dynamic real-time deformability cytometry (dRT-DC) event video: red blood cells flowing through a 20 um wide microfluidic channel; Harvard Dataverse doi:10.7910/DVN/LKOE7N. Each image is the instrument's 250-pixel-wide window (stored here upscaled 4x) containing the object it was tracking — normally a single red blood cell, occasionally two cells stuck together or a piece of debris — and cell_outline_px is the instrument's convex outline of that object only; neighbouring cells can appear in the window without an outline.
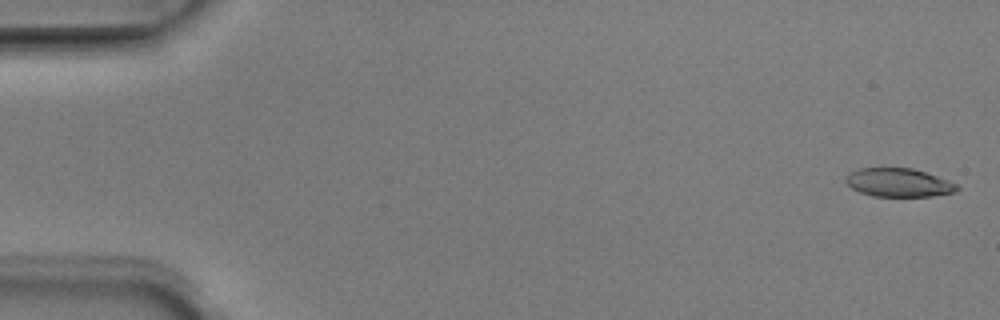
{"species": "Egyptian fruit bat (a non-hibernating species)", "species_latin": "Rousettus aegyptiacus", "temperature_condition": "room temperature", "stored_images_in_passage": 51, "camera_frame_rate_fps": 3000, "um_per_image_px": 0.085, "animal": {"sex": "male"}, "frame": {"image": 1, "passage_image": 2, "time_ms": 0.333, "image_size_px": [1000, 320], "cell_outline_px": [[960, 188], [956, 192], [932, 196], [872, 196], [860, 192], [852, 188], [844, 180], [844, 176], [848, 172], [860, 168], [912, 168], [948, 180], [956, 184]], "centroid_in_image_um": [76.35, 15.52], "position_along_channel_um": 8.7, "area_um2": 18.5}}
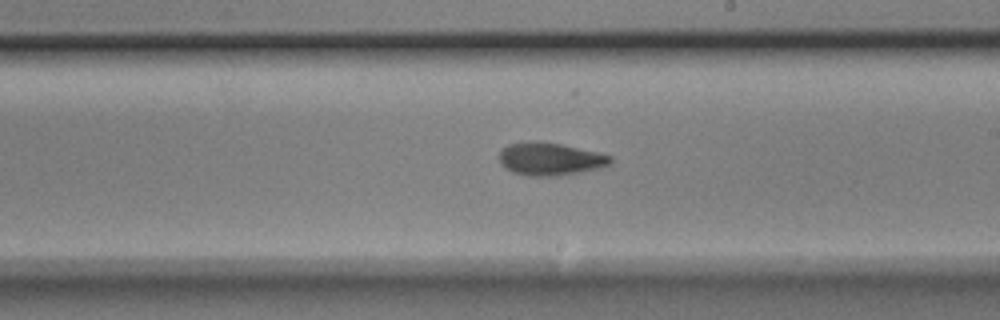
{"frame": {"image": 2, "passage_image": 30, "time_ms": 9.667, "image_size_px": [1000, 320], "cell_outline_px": [[612, 164], [600, 168], [560, 176], [528, 176], [512, 172], [500, 164], [500, 152], [508, 144], [536, 140], [560, 144], [596, 152], [612, 156]], "centroid_in_image_um": [46.77, 13.52], "position_along_channel_um": 242.2, "area_um2": 21.27}}
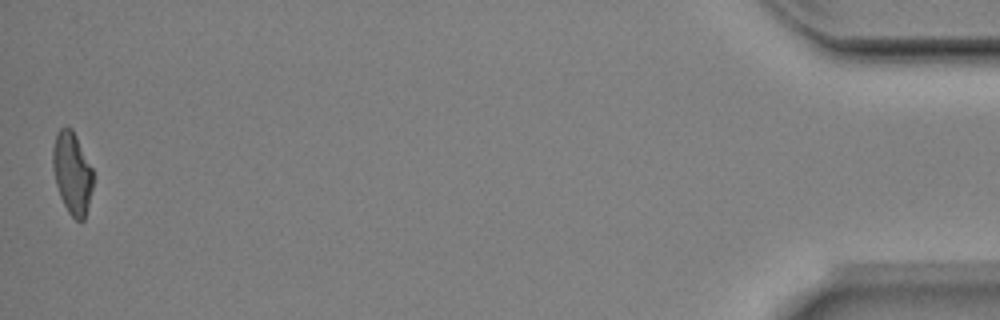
{"frame": {"image": 3, "passage_image": 51, "time_ms": 16.667, "image_size_px": [1000, 320], "cell_outline_px": [[92, 188], [84, 220], [76, 220], [68, 212], [60, 196], [56, 184], [52, 164], [52, 148], [56, 132], [60, 128], [72, 128], [92, 168]], "centroid_in_image_um": [6.11, 14.69], "position_along_channel_um": 429.1, "area_um2": 19.02}, "authors_computed_cell_mechanics": {"area_um2": 19.9988, "velocity_mm_per_s": 3.9999, "shape_relaxation_time_tau1_ms": 2.8242, "shape_relaxation_time_tau2_ms": 4.3583, "deformation_change_tau1": 0.1625, "deformation_change_tau2": 0.1321}}